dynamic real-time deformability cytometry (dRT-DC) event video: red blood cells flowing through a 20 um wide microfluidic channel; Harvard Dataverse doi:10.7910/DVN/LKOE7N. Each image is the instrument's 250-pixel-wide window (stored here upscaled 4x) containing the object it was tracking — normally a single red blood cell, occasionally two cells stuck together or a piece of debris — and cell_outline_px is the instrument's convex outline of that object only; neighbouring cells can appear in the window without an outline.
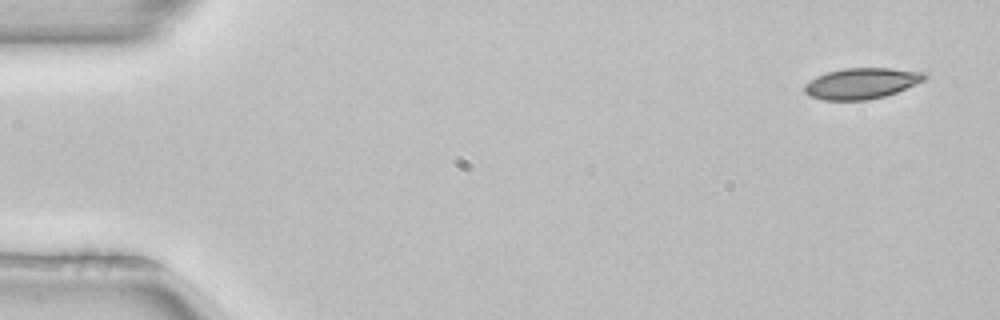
{"species": "common noctule bat (a hibernating species)", "species_latin": "Nyctalus noctula", "temperature_condition": "room temperature", "stored_images_in_passage": 4, "camera_frame_rate_fps": 3000, "um_per_image_px": 0.085, "animal": {"sex": "female", "body_mass_g": 22.7, "forearm_length_mm": 54.2}, "frame": {"image": 1, "passage_image": 1, "time_ms": 0.0, "image_size_px": [1000, 320], "cell_outline_px": [[928, 76], [924, 80], [916, 84], [896, 92], [884, 96], [868, 100], [824, 100], [808, 96], [804, 92], [804, 84], [816, 76], [828, 72], [844, 68], [888, 68], [928, 72]], "centroid_in_image_um": [73.23, 7.08], "position_along_channel_um": 11.8, "area_um2": 21.73}}
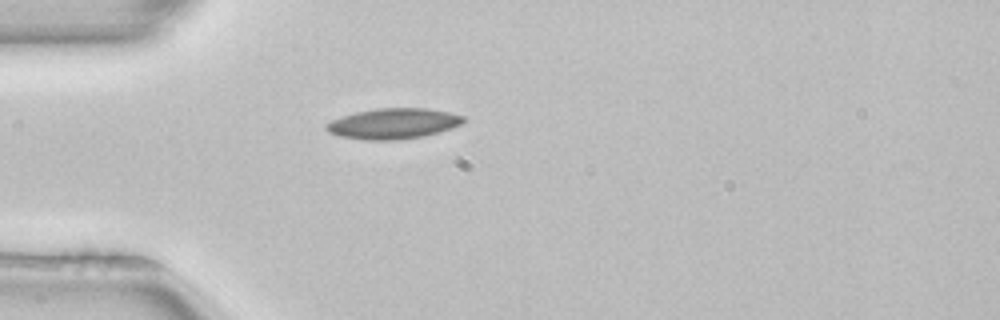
{"frame": {"image": 2, "passage_image": 4, "time_ms": 1.0, "image_size_px": [1000, 320], "cell_outline_px": [[468, 120], [452, 128], [424, 136], [396, 140], [364, 140], [340, 136], [328, 132], [324, 128], [324, 124], [332, 120], [356, 112], [376, 108], [428, 108], [448, 112], [464, 116]], "centroid_in_image_um": [33.43, 10.5], "position_along_channel_um": 51.6, "area_um2": 24.51}}